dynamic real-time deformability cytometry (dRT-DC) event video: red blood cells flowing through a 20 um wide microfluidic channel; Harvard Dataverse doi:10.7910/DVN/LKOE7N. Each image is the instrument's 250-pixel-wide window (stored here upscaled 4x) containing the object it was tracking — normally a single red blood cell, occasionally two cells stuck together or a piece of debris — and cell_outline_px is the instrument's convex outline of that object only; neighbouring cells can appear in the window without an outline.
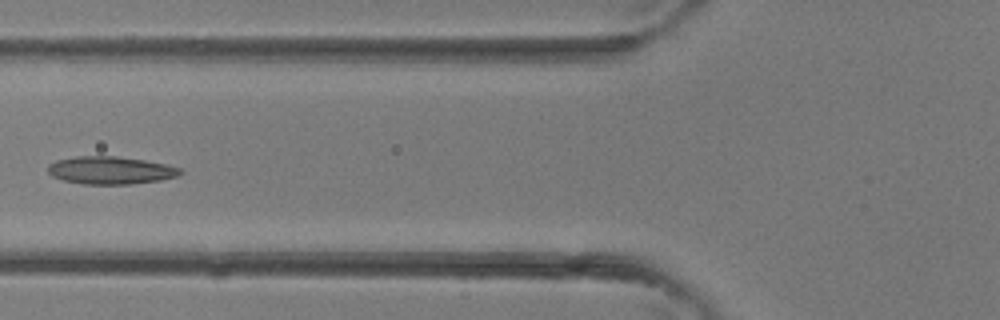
{"species": "common noctule bat (a hibernating species)", "species_latin": "Nyctalus noctula", "temperature_condition": "room temperature", "stored_images_in_passage": 5, "camera_frame_rate_fps": 3000, "um_per_image_px": 0.085, "animal": {"sex": "female"}, "frame": {"image": 1, "passage_image": 5, "time_ms": 1.333, "image_size_px": [1000, 320], "cell_outline_px": [[184, 172], [176, 176], [160, 180], [132, 184], [80, 184], [64, 180], [52, 176], [48, 172], [48, 164], [56, 160], [76, 156], [116, 156], [144, 160], [168, 164], [180, 168]], "centroid_in_image_um": [9.39, 14.47], "position_along_channel_um": 116.4, "area_um2": 21.44}}